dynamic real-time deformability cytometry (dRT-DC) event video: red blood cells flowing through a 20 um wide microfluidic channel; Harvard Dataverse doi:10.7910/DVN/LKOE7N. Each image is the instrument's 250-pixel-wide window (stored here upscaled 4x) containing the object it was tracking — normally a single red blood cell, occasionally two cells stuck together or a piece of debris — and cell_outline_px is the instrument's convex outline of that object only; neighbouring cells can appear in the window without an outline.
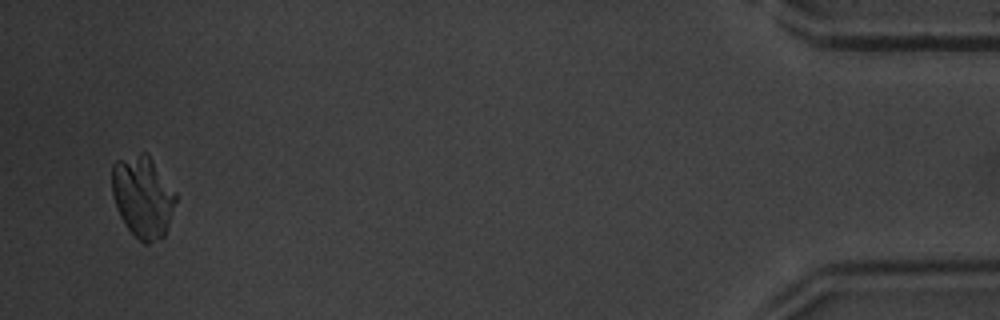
{"species": "common noctule bat (a hibernating species)", "species_latin": "Nyctalus noctula", "temperature_condition": "warm", "stored_images_in_passage": 38, "camera_frame_rate_fps": 3000, "um_per_image_px": 0.085, "animal": {"sex": "male", "body_mass_g": 20.1, "forearm_length_mm": 53.5}, "frame": {"image": 1, "passage_image": 37, "time_ms": 12.0, "image_size_px": [1000, 320], "cell_outline_px": [[176, 200], [164, 236], [160, 240], [148, 244], [144, 244], [124, 224], [120, 216], [112, 192], [112, 164], [116, 160], [140, 152], [144, 152], [152, 160], [176, 192]], "centroid_in_image_um": [12.13, 16.72], "position_along_channel_um": 423.1, "area_um2": 30.11}}